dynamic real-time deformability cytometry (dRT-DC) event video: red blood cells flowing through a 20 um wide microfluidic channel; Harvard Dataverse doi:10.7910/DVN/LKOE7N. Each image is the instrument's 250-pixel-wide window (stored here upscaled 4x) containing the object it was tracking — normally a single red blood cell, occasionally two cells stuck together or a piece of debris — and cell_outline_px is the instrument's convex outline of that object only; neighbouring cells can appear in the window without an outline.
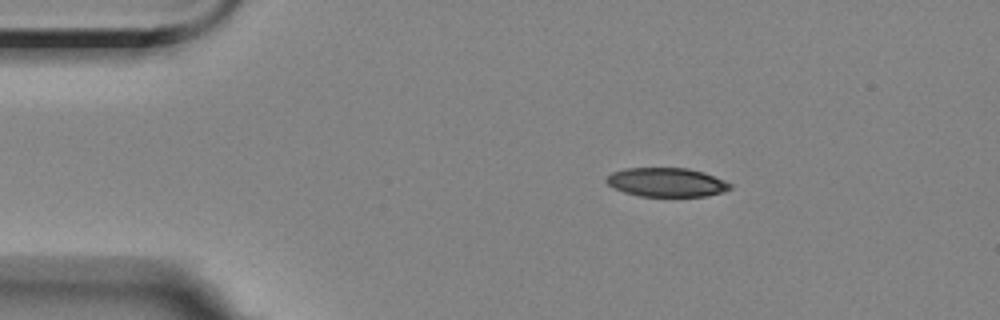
{"species": "Egyptian fruit bat (a non-hibernating species)", "species_latin": "Rousettus aegyptiacus", "temperature_condition": "room temperature", "stored_images_in_passage": 3, "camera_frame_rate_fps": 3000, "um_per_image_px": 0.085, "animal": {"sex": "female"}, "frame": {"image": 1, "passage_image": 1, "time_ms": 0.0, "image_size_px": [1000, 320], "cell_outline_px": [[732, 188], [724, 192], [704, 196], [640, 196], [624, 192], [608, 184], [604, 180], [604, 176], [612, 172], [624, 168], [688, 168], [704, 172], [724, 180], [732, 184]], "centroid_in_image_um": [56.65, 15.48], "position_along_channel_um": 28.4, "area_um2": 20.98}}